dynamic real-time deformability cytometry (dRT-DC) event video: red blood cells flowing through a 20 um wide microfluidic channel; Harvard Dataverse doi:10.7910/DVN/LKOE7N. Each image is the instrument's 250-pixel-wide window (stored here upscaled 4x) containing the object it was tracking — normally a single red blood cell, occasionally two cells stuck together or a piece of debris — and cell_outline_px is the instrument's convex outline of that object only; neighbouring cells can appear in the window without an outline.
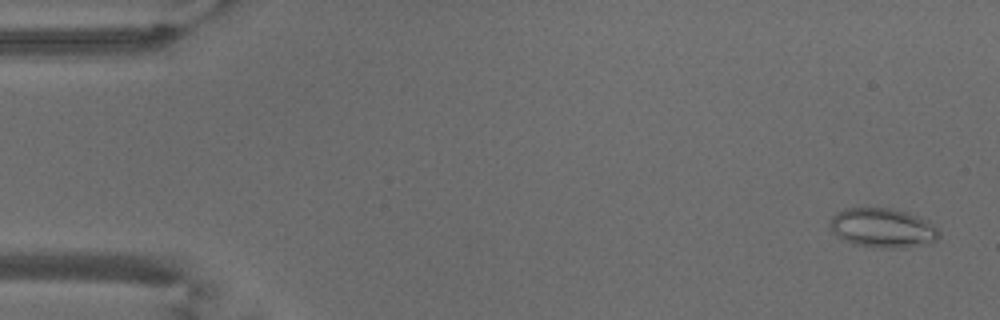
{"species": "common noctule bat (a hibernating species)", "species_latin": "Nyctalus noctula", "temperature_condition": "warm", "stored_images_in_passage": 53, "camera_frame_rate_fps": 3000, "um_per_image_px": 0.085, "animal": {"sex": "male", "body_mass_g": 18.8}, "frame": {"image": 1, "passage_image": 2, "time_ms": 0.333, "image_size_px": [1000, 320], "cell_outline_px": [[940, 236], [936, 240], [924, 244], [904, 248], [872, 248], [852, 244], [840, 240], [832, 232], [828, 224], [832, 216], [836, 212], [844, 208], [892, 208], [908, 212], [928, 220], [940, 232]], "centroid_in_image_um": [74.98, 19.38], "position_along_channel_um": 10.0, "area_um2": 25.61}}
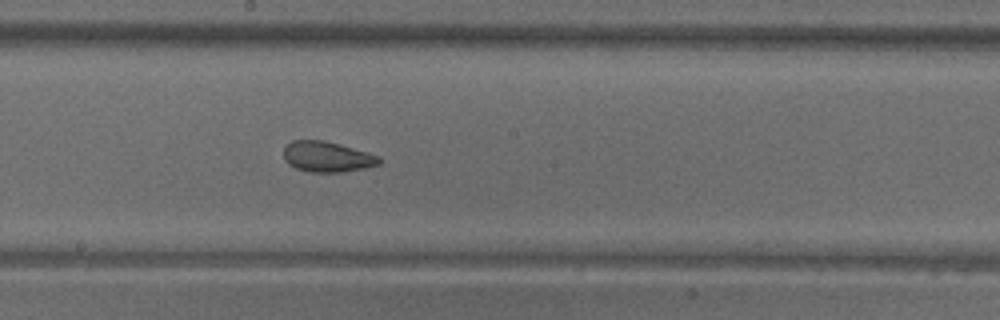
{"frame": {"image": 2, "passage_image": 29, "time_ms": 9.333, "image_size_px": [1000, 320], "cell_outline_px": [[380, 164], [364, 168], [340, 172], [308, 172], [296, 168], [288, 164], [284, 160], [284, 148], [292, 140], [324, 140], [340, 144], [368, 152], [380, 156]], "centroid_in_image_um": [27.8, 13.32], "position_along_channel_um": 220.4, "area_um2": 17.05}}
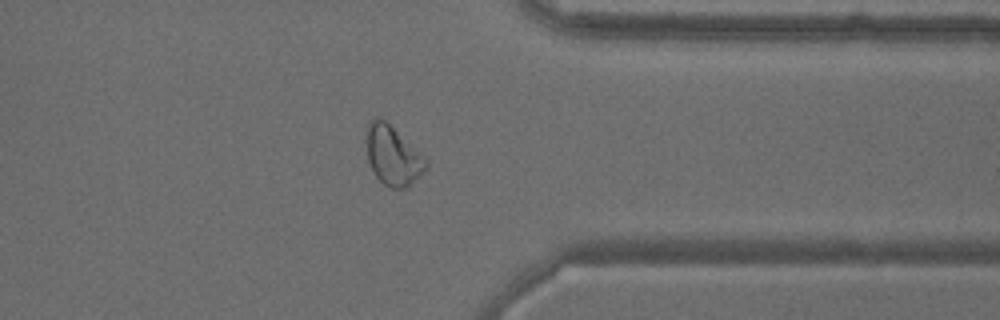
{"frame": {"image": 3, "passage_image": 42, "time_ms": 13.667, "image_size_px": [1000, 320], "cell_outline_px": [[428, 164], [420, 176], [404, 188], [392, 188], [384, 184], [376, 176], [368, 160], [364, 140], [368, 120], [376, 116], [384, 120], [428, 156]], "centroid_in_image_um": [33.39, 13.16], "position_along_channel_um": 378.0, "area_um2": 21.1}, "authors_computed_cell_mechanics": {"area_um2": 21.097, "velocity_mm_per_s": 3.7907, "shape_relaxation_time_tau1_ms": null, "shape_relaxation_time_tau2_ms": 1.4069, "deformation_change_tau1": null, "deformation_change_tau2": 0.081}}